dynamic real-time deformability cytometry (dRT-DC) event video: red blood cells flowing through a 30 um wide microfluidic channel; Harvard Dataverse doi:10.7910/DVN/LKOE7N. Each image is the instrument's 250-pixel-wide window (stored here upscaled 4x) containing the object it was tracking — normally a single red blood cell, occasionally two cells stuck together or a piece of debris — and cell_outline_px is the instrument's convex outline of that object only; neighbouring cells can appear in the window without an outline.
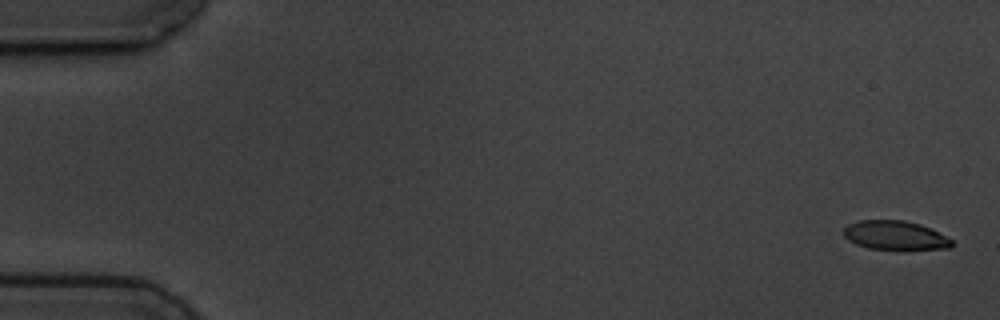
{"species": "common noctule bat (a hibernating species)", "species_latin": "Nyctalus noctula", "temperature_condition": "cold", "stored_images_in_passage": 18, "camera_frame_rate_fps": 3000, "um_per_image_px": 0.085, "animal": {"sex": "male", "body_mass_g": 19.5, "forearm_length_mm": 54.6}, "frame": {"image": 1, "passage_image": 1, "time_ms": 0.0, "image_size_px": [1000, 320], "cell_outline_px": [[952, 248], [904, 252], [868, 248], [856, 244], [848, 240], [844, 236], [844, 228], [848, 224], [860, 220], [904, 220], [920, 224], [952, 240]], "centroid_in_image_um": [76.1, 20.06], "position_along_channel_um": 8.9, "area_um2": 18.9}}
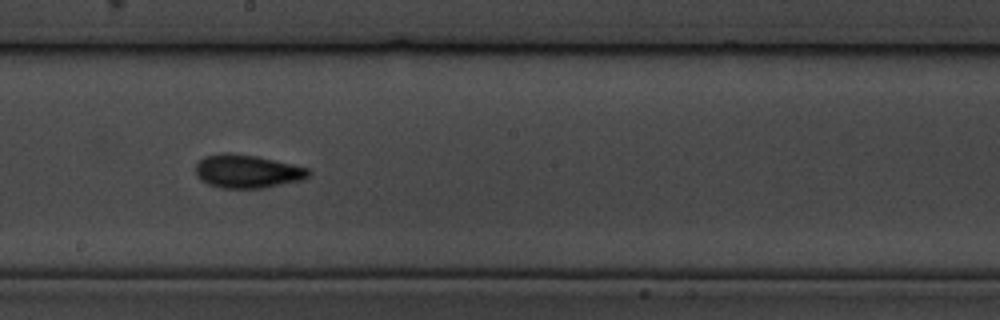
{"frame": {"image": 2, "passage_image": 10, "time_ms": 10.0, "image_size_px": [1000, 320], "cell_outline_px": [[312, 172], [304, 180], [264, 188], [220, 188], [208, 184], [200, 180], [196, 176], [196, 164], [204, 156], [224, 152], [228, 152], [256, 156], [292, 164], [308, 168]], "centroid_in_image_um": [21.01, 14.57], "position_along_channel_um": 227.2, "area_um2": 22.14}}
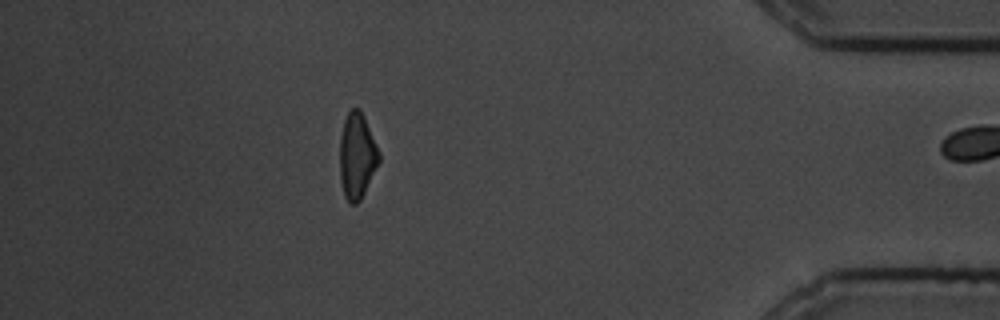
{"frame": {"image": 3, "passage_image": 16, "time_ms": 20.333, "image_size_px": [1000, 320], "cell_outline_px": [[380, 160], [360, 200], [356, 204], [352, 204], [344, 196], [340, 180], [340, 136], [344, 120], [348, 112], [352, 108], [360, 108], [364, 116], [380, 152]], "centroid_in_image_um": [30.34, 13.23], "position_along_channel_um": 404.9, "area_um2": 19.54}, "authors_computed_cell_mechanics": {"area_um2": 20.0277, "velocity_mm_per_s": 3.5849, "shape_relaxation_time_tau1_ms": 3.1317, "shape_relaxation_time_tau2_ms": null, "deformation_change_tau1": 0.1044, "deformation_change_tau2": null}}